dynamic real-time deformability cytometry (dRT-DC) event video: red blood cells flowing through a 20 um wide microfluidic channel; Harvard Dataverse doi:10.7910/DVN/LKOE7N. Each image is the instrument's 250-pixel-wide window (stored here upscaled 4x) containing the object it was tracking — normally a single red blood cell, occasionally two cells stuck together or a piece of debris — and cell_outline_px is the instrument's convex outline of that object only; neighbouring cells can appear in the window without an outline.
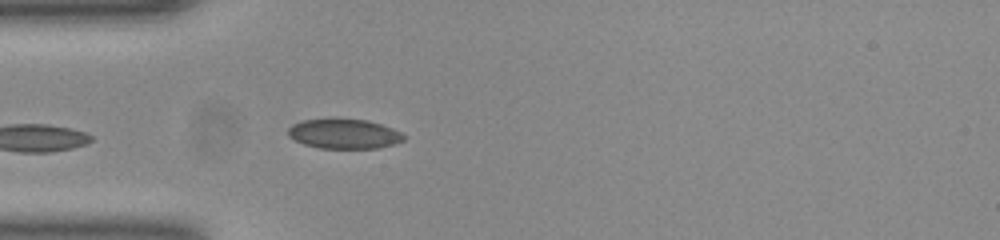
{"species": "common noctule bat (a hibernating species)", "species_latin": "Nyctalus noctula", "temperature_condition": "room temperature", "stored_images_in_passage": 37, "camera_frame_rate_fps": 3000, "um_per_image_px": 0.085, "animal": {"sex": "female", "body_mass_g": 23.0, "forearm_length_mm": 53.4}, "frame": {"image": 1, "passage_image": 1, "time_ms": 0.0, "image_size_px": [1000, 240], "cell_outline_px": [[404, 140], [396, 144], [376, 148], [320, 148], [304, 144], [288, 136], [288, 128], [292, 124], [304, 120], [368, 120], [392, 128], [400, 132], [404, 136]], "centroid_in_image_um": [29.26, 11.39], "position_along_channel_um": 55.7, "area_um2": 19.65}}
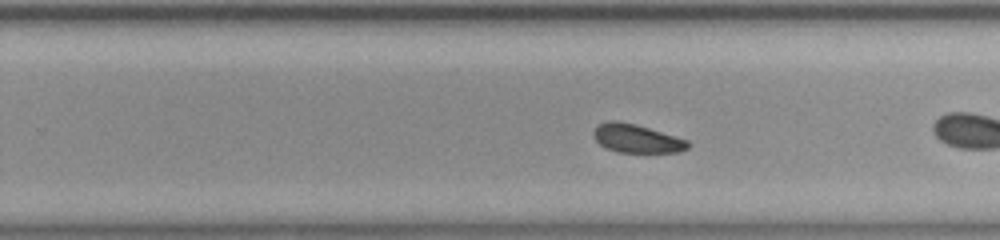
{"frame": {"image": 2, "passage_image": 16, "time_ms": 5.0, "image_size_px": [1000, 240], "cell_outline_px": [[692, 144], [688, 148], [680, 152], [616, 152], [600, 144], [592, 136], [592, 132], [600, 124], [608, 120], [616, 120], [636, 124], [688, 140]], "centroid_in_image_um": [54.13, 11.77], "position_along_channel_um": 275.7, "area_um2": 15.66}}
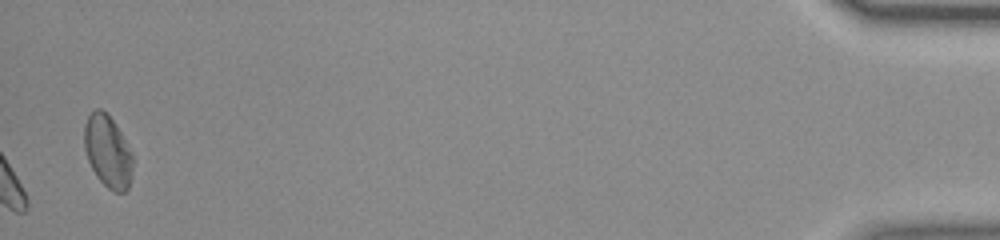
{"frame": {"image": 3, "passage_image": 37, "time_ms": 12.0, "image_size_px": [1000, 240], "cell_outline_px": [[132, 176], [128, 188], [124, 192], [112, 192], [96, 176], [88, 160], [84, 148], [84, 124], [88, 116], [96, 108], [100, 108], [116, 124], [132, 152]], "centroid_in_image_um": [9.16, 12.89], "position_along_channel_um": 426.0, "area_um2": 20.4}, "authors_computed_cell_mechanics": {"area_um2": 16.3574, "velocity_mm_per_s": 3.8735, "shape_relaxation_time_tau1_ms": null, "shape_relaxation_time_tau2_ms": 5.1679, "deformation_change_tau1": null, "deformation_change_tau2": 0.0991}}